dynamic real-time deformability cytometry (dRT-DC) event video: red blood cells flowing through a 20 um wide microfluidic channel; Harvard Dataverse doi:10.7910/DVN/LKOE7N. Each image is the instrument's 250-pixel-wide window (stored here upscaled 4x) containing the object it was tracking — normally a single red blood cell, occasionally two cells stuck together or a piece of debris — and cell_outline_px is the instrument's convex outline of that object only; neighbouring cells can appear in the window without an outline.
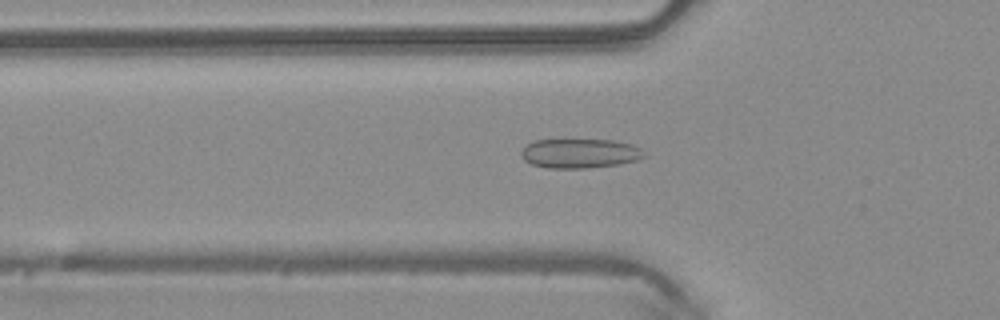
{"species": "common noctule bat (a hibernating species)", "species_latin": "Nyctalus noctula", "temperature_condition": "warm", "stored_images_in_passage": 49, "camera_frame_rate_fps": 3000, "um_per_image_px": 0.085, "animal": {"sex": "male", "body_mass_g": 20.4}, "frame": {"image": 1, "passage_image": 17, "time_ms": 5.333, "image_size_px": [1000, 320], "cell_outline_px": [[648, 156], [636, 160], [616, 164], [588, 168], [548, 168], [532, 164], [524, 160], [520, 156], [520, 152], [528, 144], [536, 140], [612, 140], [632, 144], [640, 148]], "centroid_in_image_um": [49.29, 13.04], "position_along_channel_um": 76.5, "area_um2": 20.98}}
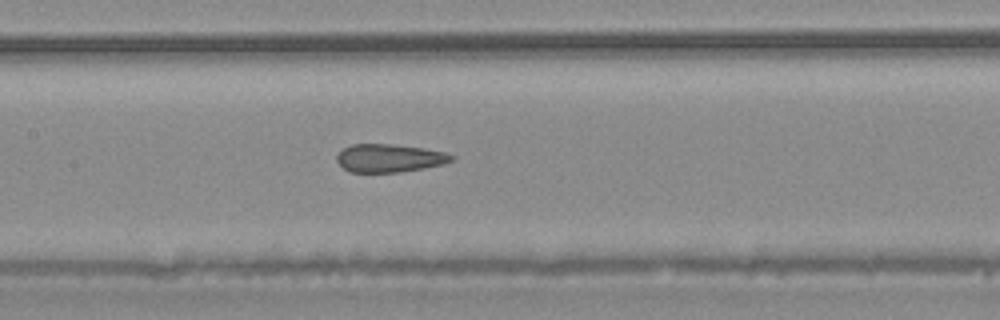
{"frame": {"image": 2, "passage_image": 24, "time_ms": 7.667, "image_size_px": [1000, 320], "cell_outline_px": [[456, 156], [452, 160], [444, 164], [424, 168], [400, 172], [348, 172], [336, 160], [336, 156], [344, 148], [352, 144], [392, 144], [424, 148], [444, 152]], "centroid_in_image_um": [33.11, 13.44], "position_along_channel_um": 174.3, "area_um2": 18.79}}
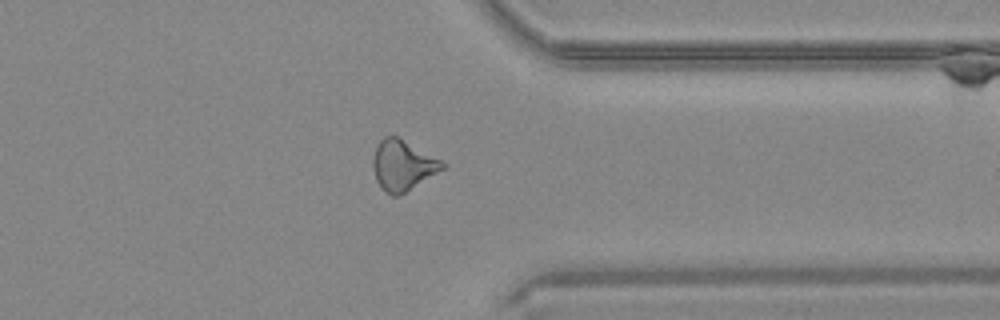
{"frame": {"image": 3, "passage_image": 39, "time_ms": 12.667, "image_size_px": [1000, 320], "cell_outline_px": [[448, 168], [404, 192], [396, 196], [392, 196], [376, 180], [372, 164], [372, 160], [376, 148], [380, 140], [384, 136], [400, 136], [448, 164]], "centroid_in_image_um": [34.29, 14.01], "position_along_channel_um": 377.1, "area_um2": 20.46}, "authors_computed_cell_mechanics": {"area_um2": 20.4612, "velocity_mm_per_s": 4.1426, "shape_relaxation_time_tau1_ms": null, "shape_relaxation_time_tau2_ms": 2.0436, "deformation_change_tau1": null, "deformation_change_tau2": 0.0983}}